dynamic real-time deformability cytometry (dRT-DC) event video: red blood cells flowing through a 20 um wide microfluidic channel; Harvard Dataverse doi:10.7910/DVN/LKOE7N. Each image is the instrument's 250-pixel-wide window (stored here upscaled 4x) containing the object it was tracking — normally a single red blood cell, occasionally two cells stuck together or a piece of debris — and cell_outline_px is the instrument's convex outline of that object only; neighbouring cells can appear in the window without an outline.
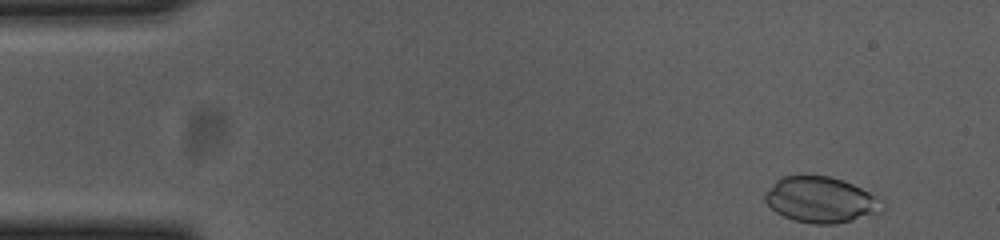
{"species": "common noctule bat (a hibernating species)", "species_latin": "Nyctalus noctula", "temperature_condition": "cold", "stored_images_in_passage": 5, "camera_frame_rate_fps": 3000, "um_per_image_px": 0.085, "animal": {"sex": "female", "body_mass_g": 23.0, "forearm_length_mm": 53.4}, "frame": {"image": 1, "passage_image": 1, "time_ms": 0.0, "image_size_px": [1000, 240], "cell_outline_px": [[888, 204], [880, 212], [852, 220], [836, 224], [812, 224], [796, 220], [784, 216], [776, 212], [764, 200], [764, 192], [780, 176], [828, 176], [844, 180], [880, 196]], "centroid_in_image_um": [69.83, 16.98], "position_along_channel_um": 15.2, "area_um2": 31.67}}